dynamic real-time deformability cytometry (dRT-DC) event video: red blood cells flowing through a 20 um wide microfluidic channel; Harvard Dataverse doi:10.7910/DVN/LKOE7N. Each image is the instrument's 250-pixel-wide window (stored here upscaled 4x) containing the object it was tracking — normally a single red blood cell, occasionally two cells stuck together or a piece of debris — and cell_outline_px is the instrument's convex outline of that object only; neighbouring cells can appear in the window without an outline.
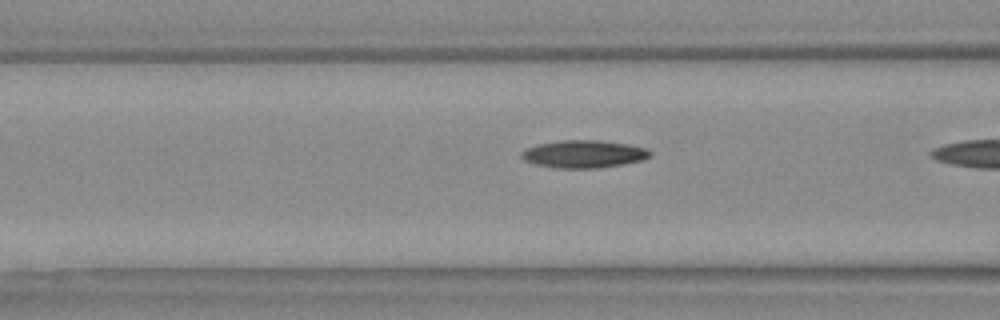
{"species": "Egyptian fruit bat (a non-hibernating species)", "species_latin": "Rousettus aegyptiacus", "temperature_condition": "warm", "stored_images_in_passage": 8, "camera_frame_rate_fps": 3000, "um_per_image_px": 0.085, "animal": {"sex": "female"}, "frame": {"image": 1, "passage_image": 7, "time_ms": 2.0, "image_size_px": [1000, 320], "cell_outline_px": [[652, 156], [640, 160], [620, 164], [596, 168], [560, 168], [536, 164], [524, 160], [520, 156], [520, 152], [536, 144], [560, 140], [600, 140], [628, 144], [644, 148], [652, 152]], "centroid_in_image_um": [49.59, 13.08], "position_along_channel_um": 117.0, "area_um2": 20.52}}